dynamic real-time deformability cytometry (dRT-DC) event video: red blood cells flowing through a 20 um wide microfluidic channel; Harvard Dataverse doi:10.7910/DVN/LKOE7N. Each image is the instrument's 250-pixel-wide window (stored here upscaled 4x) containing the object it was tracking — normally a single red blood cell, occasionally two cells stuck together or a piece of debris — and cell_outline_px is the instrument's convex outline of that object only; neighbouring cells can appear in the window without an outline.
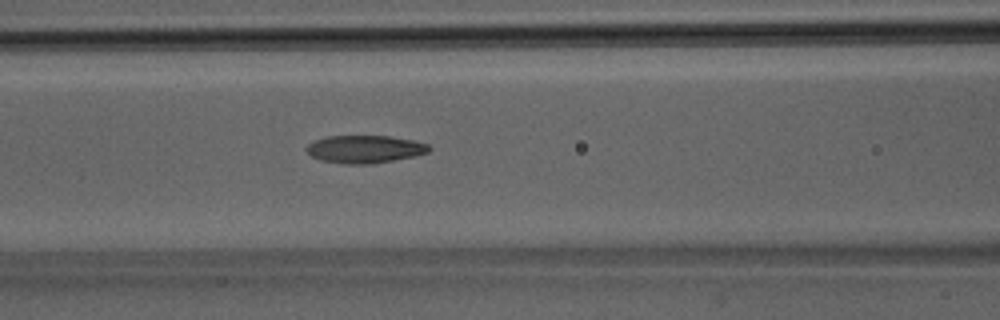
{"species": "Egyptian fruit bat (a non-hibernating species)", "species_latin": "Rousettus aegyptiacus", "temperature_condition": "room temperature", "stored_images_in_passage": 32, "camera_frame_rate_fps": 3000, "um_per_image_px": 0.085, "animal": {"sex": "male"}, "frame": {"image": 1, "passage_image": 10, "time_ms": 3.0, "image_size_px": [1000, 320], "cell_outline_px": [[432, 148], [428, 152], [416, 156], [372, 164], [344, 164], [320, 160], [312, 156], [304, 148], [308, 144], [324, 136], [388, 136], [412, 140], [428, 144]], "centroid_in_image_um": [31.0, 12.68], "position_along_channel_um": 135.6, "area_um2": 19.88}}
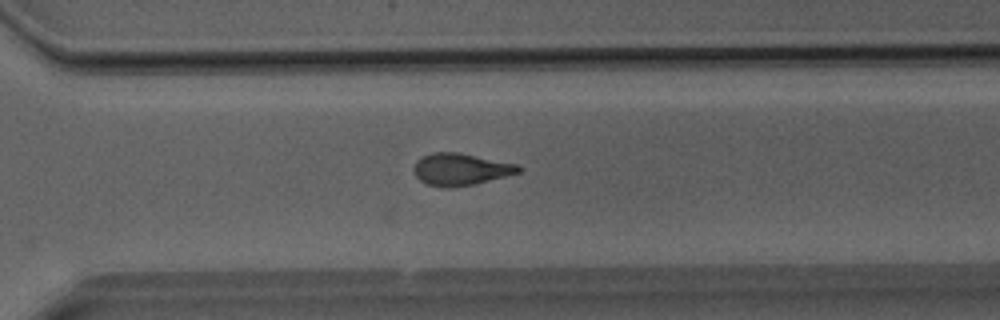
{"frame": {"image": 2, "passage_image": 21, "time_ms": 6.667, "image_size_px": [1000, 320], "cell_outline_px": [[520, 172], [508, 176], [476, 184], [452, 188], [440, 188], [424, 184], [412, 172], [412, 168], [416, 160], [432, 152], [460, 152], [520, 164]], "centroid_in_image_um": [39.14, 14.4], "position_along_channel_um": 331.5, "area_um2": 20.17}}
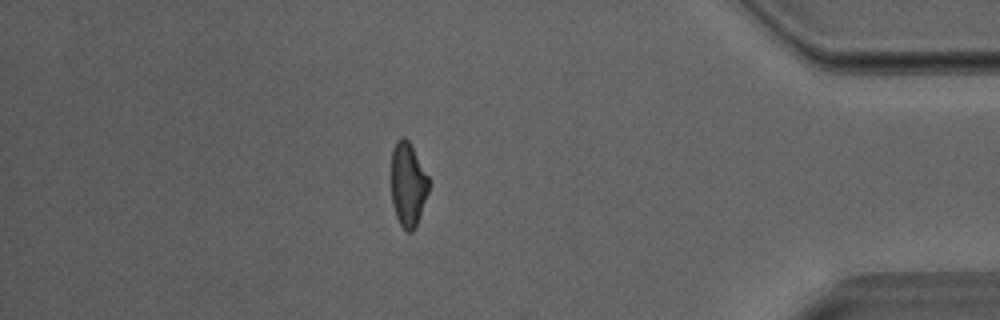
{"frame": {"image": 3, "passage_image": 27, "time_ms": 8.667, "image_size_px": [1000, 320], "cell_outline_px": [[428, 192], [416, 228], [412, 232], [408, 232], [400, 224], [396, 216], [392, 204], [392, 148], [396, 140], [400, 136], [404, 136], [408, 140], [428, 176]], "centroid_in_image_um": [34.67, 15.68], "position_along_channel_um": 400.5, "area_um2": 18.26}}